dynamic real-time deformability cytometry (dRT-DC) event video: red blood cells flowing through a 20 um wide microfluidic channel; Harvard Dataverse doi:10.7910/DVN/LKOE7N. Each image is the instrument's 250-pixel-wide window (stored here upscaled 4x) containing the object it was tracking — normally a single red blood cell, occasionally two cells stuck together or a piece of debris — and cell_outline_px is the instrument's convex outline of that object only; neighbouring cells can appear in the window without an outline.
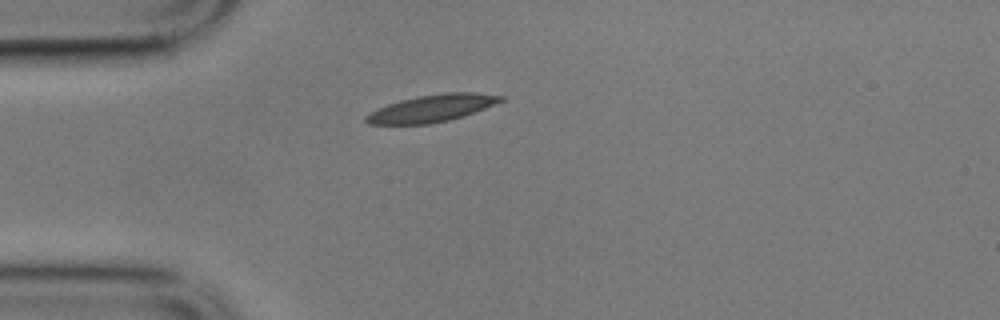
{"species": "common noctule bat (a hibernating species)", "species_latin": "Nyctalus noctula", "temperature_condition": "cold", "stored_images_in_passage": 10, "camera_frame_rate_fps": 3000, "um_per_image_px": 0.085, "animal": {"sex": "male", "body_mass_g": 17.9}, "frame": {"image": 1, "passage_image": 1, "time_ms": 0.0, "image_size_px": [1000, 320], "cell_outline_px": [[504, 100], [464, 116], [448, 120], [428, 124], [368, 124], [364, 120], [364, 116], [368, 112], [376, 108], [400, 100], [420, 96], [444, 92], [472, 92], [504, 96]], "centroid_in_image_um": [36.66, 9.2], "position_along_channel_um": 48.3, "area_um2": 21.27}}
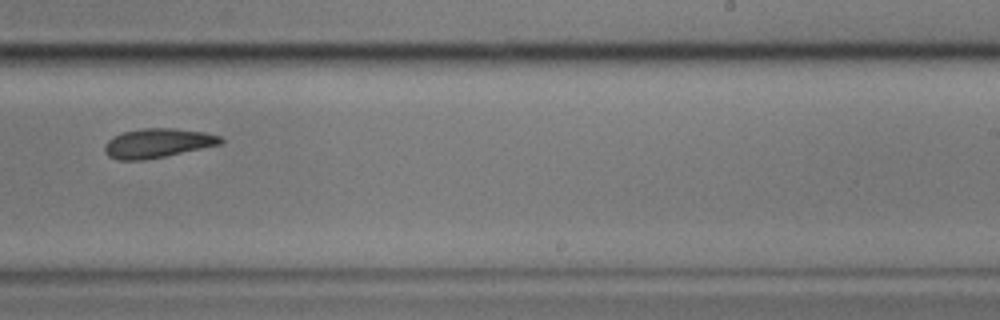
{"frame": {"image": 2, "passage_image": 7, "time_ms": 2.0, "image_size_px": [1000, 320], "cell_outline_px": [[224, 140], [220, 144], [164, 156], [144, 160], [116, 160], [108, 156], [104, 152], [104, 144], [112, 136], [124, 132], [140, 128], [172, 128], [204, 132], [220, 136]], "centroid_in_image_um": [13.33, 12.16], "position_along_channel_um": 275.7, "area_um2": 19.71}}
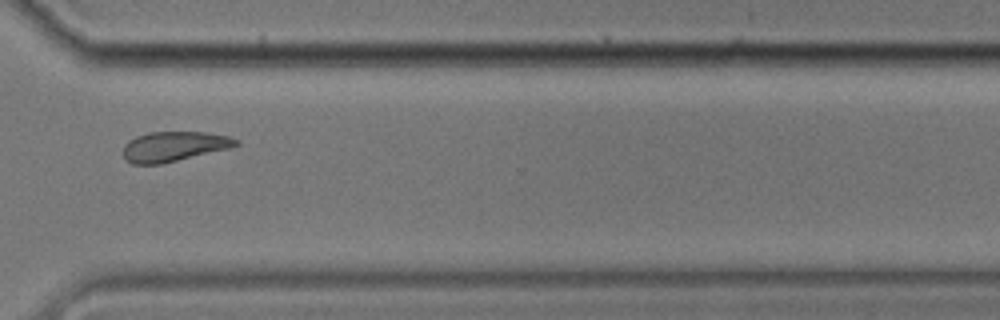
{"frame": {"image": 3, "passage_image": 9, "time_ms": 2.667, "image_size_px": [1000, 320], "cell_outline_px": [[240, 144], [232, 148], [160, 164], [132, 164], [124, 156], [124, 144], [128, 140], [136, 136], [148, 132], [204, 132], [228, 136], [240, 140]], "centroid_in_image_um": [14.82, 12.44], "position_along_channel_um": 355.8, "area_um2": 19.71}}